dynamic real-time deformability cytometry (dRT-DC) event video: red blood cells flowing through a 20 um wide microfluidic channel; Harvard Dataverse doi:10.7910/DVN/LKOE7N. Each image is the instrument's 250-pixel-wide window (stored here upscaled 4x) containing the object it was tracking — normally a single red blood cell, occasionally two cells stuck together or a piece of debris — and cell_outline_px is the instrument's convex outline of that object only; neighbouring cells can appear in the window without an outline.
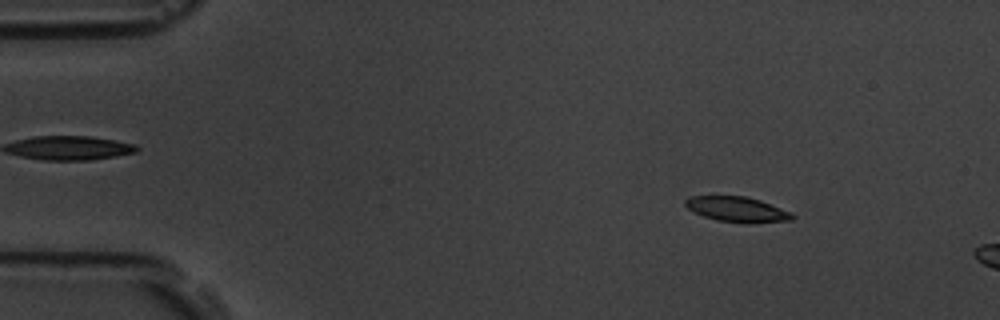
{"species": "common noctule bat (a hibernating species)", "species_latin": "Nyctalus noctula", "temperature_condition": "room temperature", "stored_images_in_passage": 5, "camera_frame_rate_fps": 3000, "um_per_image_px": 0.085, "animal": {"sex": "male", "body_mass_g": 19.5, "forearm_length_mm": 54.6}, "frame": {"image": 1, "passage_image": 2, "time_ms": 1.333, "image_size_px": [1000, 320], "cell_outline_px": [[796, 216], [792, 220], [748, 224], [716, 220], [704, 216], [688, 208], [684, 204], [684, 200], [692, 196], [744, 196], [760, 200], [792, 212]], "centroid_in_image_um": [62.7, 17.8], "position_along_channel_um": 22.3, "area_um2": 15.78}}